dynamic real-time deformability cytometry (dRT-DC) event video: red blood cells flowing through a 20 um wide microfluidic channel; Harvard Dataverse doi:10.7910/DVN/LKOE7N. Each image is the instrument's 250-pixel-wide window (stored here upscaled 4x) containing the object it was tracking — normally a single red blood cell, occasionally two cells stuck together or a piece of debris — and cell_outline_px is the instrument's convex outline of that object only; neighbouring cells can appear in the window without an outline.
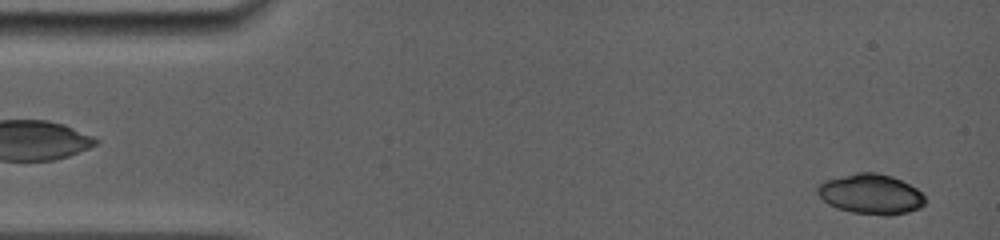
{"species": "common noctule bat (a hibernating species)", "species_latin": "Nyctalus noctula", "temperature_condition": "room temperature", "stored_images_in_passage": 12, "camera_frame_rate_fps": 5000, "um_per_image_px": 0.085, "animal": {"sex": "female", "body_mass_g": 19.0, "forearm_length_mm": 56.7}, "frame": {"image": 1, "passage_image": 2, "time_ms": 0.2, "image_size_px": [1000, 240], "cell_outline_px": [[924, 204], [920, 208], [908, 212], [888, 216], [884, 216], [852, 212], [836, 208], [828, 204], [816, 192], [816, 184], [824, 180], [856, 172], [876, 172], [892, 176], [916, 188], [924, 196]], "centroid_in_image_um": [73.98, 16.5], "position_along_channel_um": 11.0, "area_um2": 25.32}}
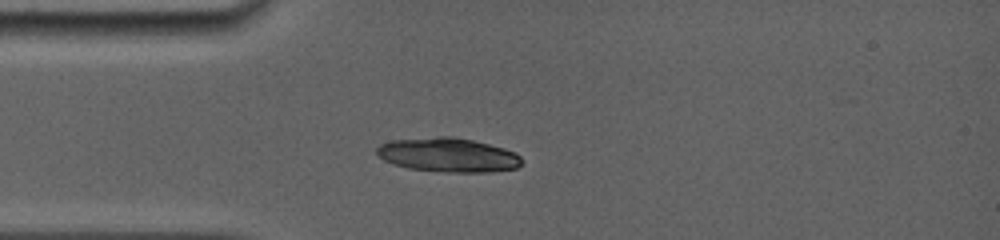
{"frame": {"image": 2, "passage_image": 11, "time_ms": 3.6, "image_size_px": [1000, 240], "cell_outline_px": [[520, 164], [516, 168], [492, 172], [452, 172], [408, 168], [384, 160], [376, 152], [376, 148], [380, 144], [392, 140], [436, 136], [452, 136], [472, 140], [504, 148], [516, 152], [520, 156]], "centroid_in_image_um": [38.09, 13.16], "position_along_channel_um": 46.9, "area_um2": 28.67}}